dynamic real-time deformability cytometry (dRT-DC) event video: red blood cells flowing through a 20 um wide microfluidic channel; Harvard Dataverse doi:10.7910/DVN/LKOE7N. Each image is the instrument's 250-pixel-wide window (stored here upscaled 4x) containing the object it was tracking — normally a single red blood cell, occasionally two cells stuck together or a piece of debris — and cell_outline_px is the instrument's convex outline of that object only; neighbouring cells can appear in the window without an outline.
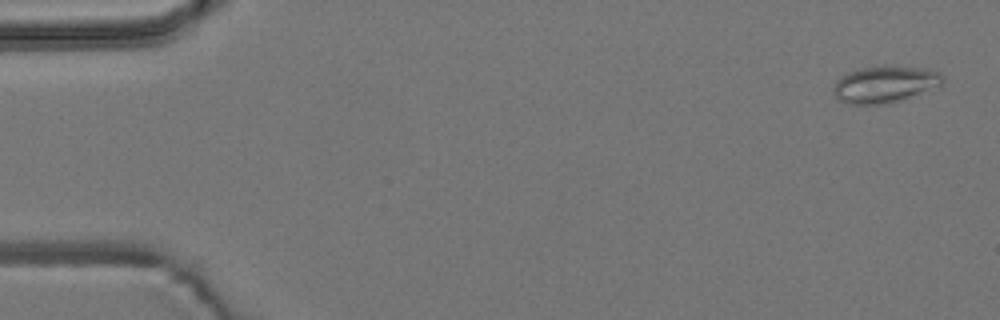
{"species": "common noctule bat (a hibernating species)", "species_latin": "Nyctalus noctula", "temperature_condition": "room temperature", "stored_images_in_passage": 7, "camera_frame_rate_fps": 3000, "um_per_image_px": 0.085, "animal": {"sex": "male", "body_mass_g": 19.2, "forearm_length_mm": 51.8}, "frame": {"image": 1, "passage_image": 1, "time_ms": 0.0, "image_size_px": [1000, 320], "cell_outline_px": [[944, 80], [940, 84], [900, 100], [888, 104], [848, 104], [840, 100], [832, 92], [832, 88], [836, 80], [840, 76], [848, 72], [860, 68], [884, 64], [896, 64], [924, 68], [940, 72], [944, 76]], "centroid_in_image_um": [75.16, 7.12], "position_along_channel_um": 9.8, "area_um2": 23.7}}
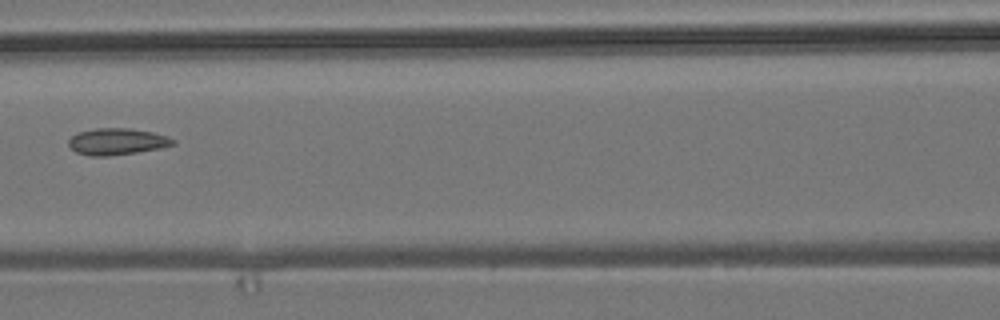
{"frame": {"image": 2, "passage_image": 6, "time_ms": 7.333, "image_size_px": [1000, 320], "cell_outline_px": [[176, 144], [160, 148], [136, 152], [108, 156], [92, 156], [76, 152], [68, 144], [68, 140], [76, 132], [96, 128], [128, 128], [152, 132], [176, 140]], "centroid_in_image_um": [9.92, 12.03], "position_along_channel_um": 156.7, "area_um2": 16.07}}
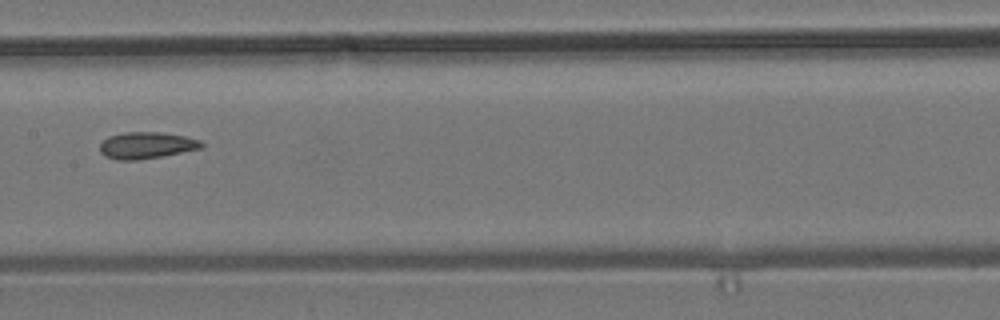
{"frame": {"image": 3, "passage_image": 7, "time_ms": 8.333, "image_size_px": [1000, 320], "cell_outline_px": [[204, 148], [160, 156], [136, 160], [120, 160], [104, 156], [100, 152], [100, 144], [108, 136], [124, 132], [160, 132], [184, 136], [200, 140], [204, 144]], "centroid_in_image_um": [12.45, 12.35], "position_along_channel_um": 194.9, "area_um2": 15.72}}